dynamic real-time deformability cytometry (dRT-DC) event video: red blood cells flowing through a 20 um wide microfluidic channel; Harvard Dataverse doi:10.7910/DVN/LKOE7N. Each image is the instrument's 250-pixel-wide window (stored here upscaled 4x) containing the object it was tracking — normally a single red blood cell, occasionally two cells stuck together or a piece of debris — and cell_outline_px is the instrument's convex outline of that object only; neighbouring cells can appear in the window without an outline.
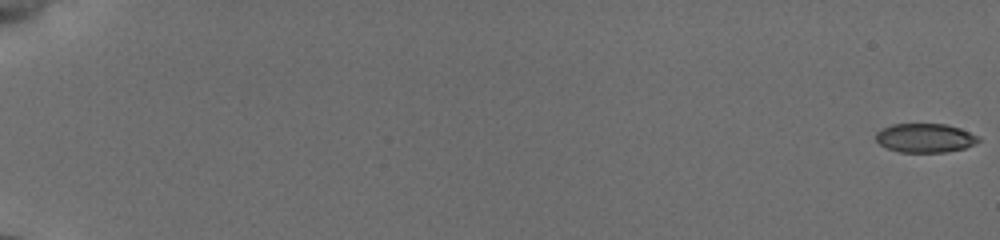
{"species": "common noctule bat (a hibernating species)", "species_latin": "Nyctalus noctula", "temperature_condition": "cold", "stored_images_in_passage": 58, "camera_frame_rate_fps": 3000, "um_per_image_px": 0.085, "animal": {"sex": "female", "body_mass_g": 19.5, "forearm_length_mm": 54.1}, "frame": {"image": 1, "passage_image": 1, "time_ms": 0.0, "image_size_px": [1000, 240], "cell_outline_px": [[980, 140], [964, 148], [944, 152], [900, 152], [888, 148], [880, 144], [876, 140], [876, 132], [880, 128], [892, 124], [944, 124], [960, 128], [980, 136]], "centroid_in_image_um": [78.61, 11.72], "position_along_channel_um": 6.4, "area_um2": 17.28}}
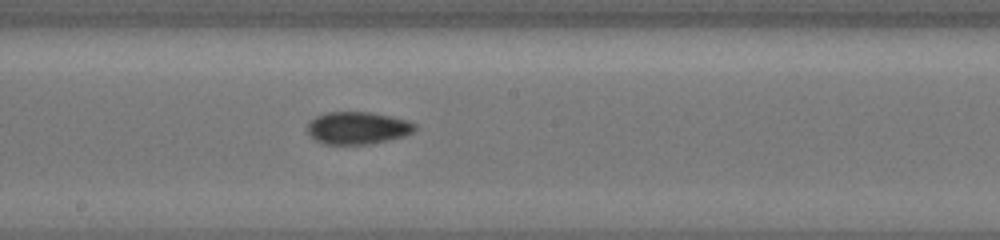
{"frame": {"image": 2, "passage_image": 33, "time_ms": 11.0, "image_size_px": [1000, 240], "cell_outline_px": [[416, 128], [412, 132], [404, 136], [372, 144], [324, 144], [316, 140], [308, 132], [308, 124], [316, 116], [324, 112], [368, 112], [388, 116], [404, 120], [416, 124]], "centroid_in_image_um": [30.38, 10.88], "position_along_channel_um": 217.8, "area_um2": 20.06}}
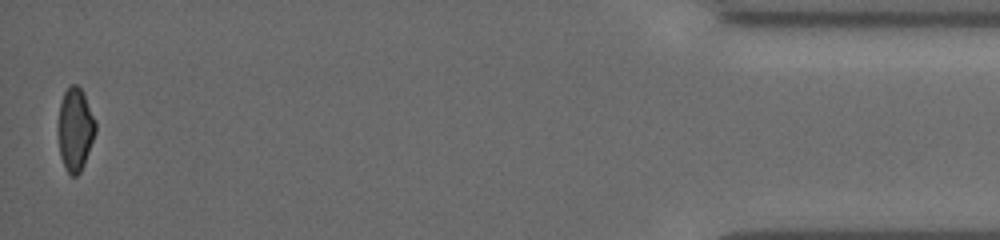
{"frame": {"image": 3, "passage_image": 57, "time_ms": 18.333, "image_size_px": [1000, 240], "cell_outline_px": [[96, 132], [84, 164], [80, 172], [76, 176], [72, 176], [68, 172], [60, 156], [60, 104], [64, 92], [72, 84], [76, 84], [80, 88], [96, 120]], "centroid_in_image_um": [6.43, 11.0], "position_along_channel_um": 428.8, "area_um2": 17.46}, "authors_computed_cell_mechanics": {"area_um2": 18.8139, "velocity_mm_per_s": 3.8712, "shape_relaxation_time_tau1_ms": 4.61, "shape_relaxation_time_tau2_ms": 2.617, "deformation_change_tau1": 0.1035, "deformation_change_tau2": 0.0688}}